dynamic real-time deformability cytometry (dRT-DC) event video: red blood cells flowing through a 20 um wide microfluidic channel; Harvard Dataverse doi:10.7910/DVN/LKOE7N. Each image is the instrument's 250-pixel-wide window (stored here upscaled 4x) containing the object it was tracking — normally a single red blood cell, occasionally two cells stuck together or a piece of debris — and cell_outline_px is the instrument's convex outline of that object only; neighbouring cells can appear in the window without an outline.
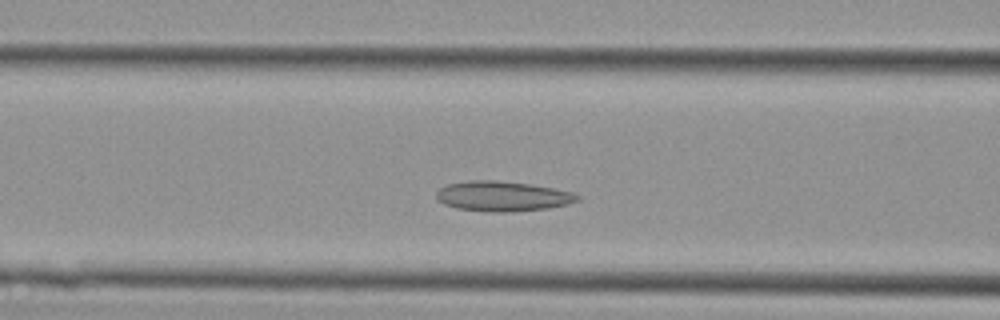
{"species": "Egyptian fruit bat (a non-hibernating species)", "species_latin": "Rousettus aegyptiacus", "temperature_condition": "cold", "stored_images_in_passage": 35, "camera_frame_rate_fps": 3000, "um_per_image_px": 0.085, "animal": {"sex": "female"}, "frame": {"image": 1, "passage_image": 8, "time_ms": 2.333, "image_size_px": [1000, 320], "cell_outline_px": [[580, 200], [568, 204], [548, 208], [512, 212], [484, 212], [456, 208], [444, 204], [436, 200], [436, 192], [440, 188], [448, 184], [472, 180], [496, 180], [532, 184], [572, 192], [580, 196]], "centroid_in_image_um": [42.7, 16.68], "position_along_channel_um": 123.9, "area_um2": 24.91}}
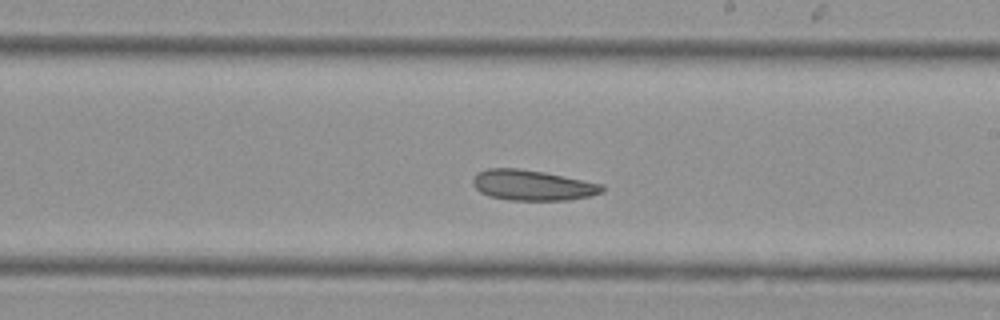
{"frame": {"image": 2, "passage_image": 16, "time_ms": 5.0, "image_size_px": [1000, 320], "cell_outline_px": [[604, 192], [588, 196], [568, 200], [508, 200], [488, 196], [480, 192], [472, 184], [472, 180], [476, 172], [488, 168], [516, 168], [544, 172], [604, 184]], "centroid_in_image_um": [45.23, 15.74], "position_along_channel_um": 243.8, "area_um2": 23.06}}
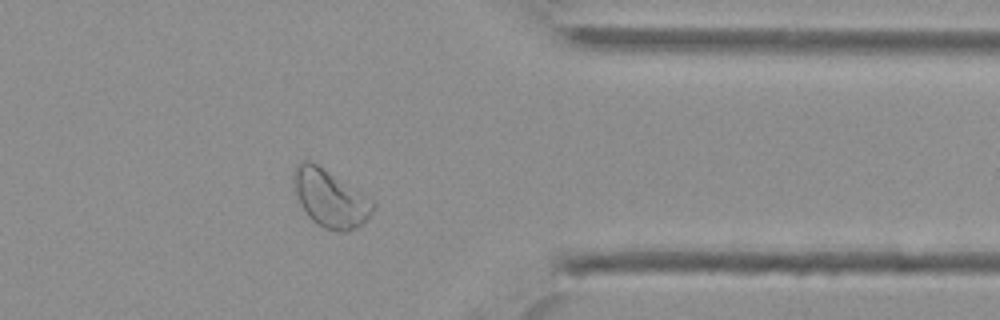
{"frame": {"image": 3, "passage_image": 26, "time_ms": 8.333, "image_size_px": [1000, 320], "cell_outline_px": [[376, 204], [372, 212], [356, 228], [348, 232], [340, 232], [324, 228], [316, 224], [308, 216], [300, 204], [292, 188], [292, 172], [296, 164], [300, 160], [308, 160], [316, 164], [364, 192]], "centroid_in_image_um": [28.02, 16.84], "position_along_channel_um": 383.4, "area_um2": 26.93}}